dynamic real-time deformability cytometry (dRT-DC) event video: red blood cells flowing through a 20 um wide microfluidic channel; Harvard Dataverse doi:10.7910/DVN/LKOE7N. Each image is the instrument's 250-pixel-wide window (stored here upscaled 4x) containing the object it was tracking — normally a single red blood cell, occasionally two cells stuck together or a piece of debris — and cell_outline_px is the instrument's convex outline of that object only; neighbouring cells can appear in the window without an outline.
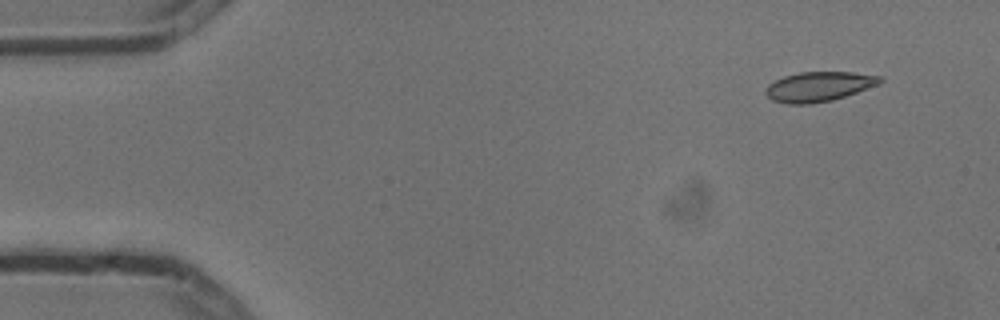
{"species": "common noctule bat (a hibernating species)", "species_latin": "Nyctalus noctula", "temperature_condition": "cold", "stored_images_in_passage": 5, "camera_frame_rate_fps": 3000, "um_per_image_px": 0.085, "animal": {"sex": "male", "body_mass_g": 13.3}, "frame": {"image": 1, "passage_image": 2, "time_ms": 0.333, "image_size_px": [1000, 320], "cell_outline_px": [[884, 80], [880, 84], [832, 100], [808, 104], [788, 104], [772, 100], [764, 92], [768, 84], [784, 76], [800, 72], [852, 72], [884, 76]], "centroid_in_image_um": [69.62, 7.35], "position_along_channel_um": 15.4, "area_um2": 19.83}}
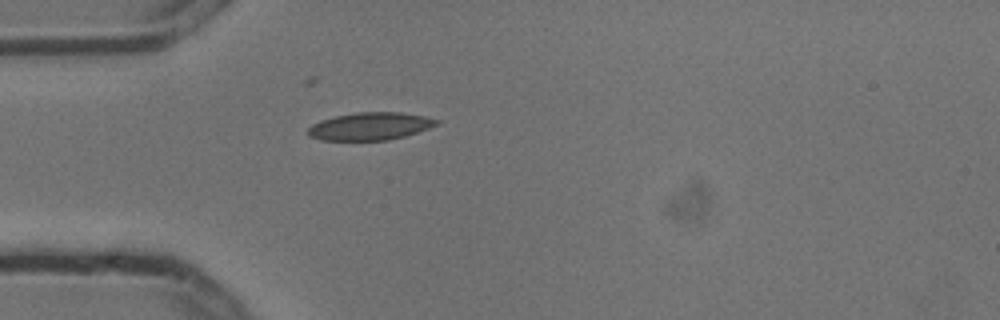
{"frame": {"image": 2, "passage_image": 5, "time_ms": 1.333, "image_size_px": [1000, 320], "cell_outline_px": [[440, 124], [404, 136], [388, 140], [320, 140], [308, 136], [308, 128], [312, 124], [320, 120], [336, 116], [356, 112], [400, 112], [424, 116], [440, 120]], "centroid_in_image_um": [31.45, 10.73], "position_along_channel_um": 53.6, "area_um2": 20.69}}